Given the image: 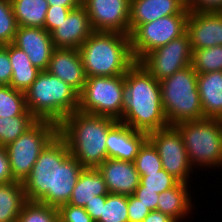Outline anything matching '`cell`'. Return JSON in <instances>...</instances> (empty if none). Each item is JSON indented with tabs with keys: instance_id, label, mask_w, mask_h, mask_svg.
<instances>
[{
	"instance_id": "obj_1",
	"label": "cell",
	"mask_w": 222,
	"mask_h": 222,
	"mask_svg": "<svg viewBox=\"0 0 222 222\" xmlns=\"http://www.w3.org/2000/svg\"><path fill=\"white\" fill-rule=\"evenodd\" d=\"M161 97L160 82L136 62L125 74L120 122L147 134L168 127Z\"/></svg>"
},
{
	"instance_id": "obj_2",
	"label": "cell",
	"mask_w": 222,
	"mask_h": 222,
	"mask_svg": "<svg viewBox=\"0 0 222 222\" xmlns=\"http://www.w3.org/2000/svg\"><path fill=\"white\" fill-rule=\"evenodd\" d=\"M117 122L111 117L77 110L58 125V134L65 140L70 154L84 168H97L107 159L108 131Z\"/></svg>"
},
{
	"instance_id": "obj_3",
	"label": "cell",
	"mask_w": 222,
	"mask_h": 222,
	"mask_svg": "<svg viewBox=\"0 0 222 222\" xmlns=\"http://www.w3.org/2000/svg\"><path fill=\"white\" fill-rule=\"evenodd\" d=\"M79 52L86 77L125 75L136 63L130 36L118 32L94 31Z\"/></svg>"
},
{
	"instance_id": "obj_4",
	"label": "cell",
	"mask_w": 222,
	"mask_h": 222,
	"mask_svg": "<svg viewBox=\"0 0 222 222\" xmlns=\"http://www.w3.org/2000/svg\"><path fill=\"white\" fill-rule=\"evenodd\" d=\"M25 100L27 109L37 120H49L59 125L77 111L79 93L46 70L40 71L25 91Z\"/></svg>"
},
{
	"instance_id": "obj_5",
	"label": "cell",
	"mask_w": 222,
	"mask_h": 222,
	"mask_svg": "<svg viewBox=\"0 0 222 222\" xmlns=\"http://www.w3.org/2000/svg\"><path fill=\"white\" fill-rule=\"evenodd\" d=\"M162 107L169 126L203 119L197 88V72L192 65L160 81Z\"/></svg>"
},
{
	"instance_id": "obj_6",
	"label": "cell",
	"mask_w": 222,
	"mask_h": 222,
	"mask_svg": "<svg viewBox=\"0 0 222 222\" xmlns=\"http://www.w3.org/2000/svg\"><path fill=\"white\" fill-rule=\"evenodd\" d=\"M175 127L182 135L192 167H222V119L185 121Z\"/></svg>"
},
{
	"instance_id": "obj_7",
	"label": "cell",
	"mask_w": 222,
	"mask_h": 222,
	"mask_svg": "<svg viewBox=\"0 0 222 222\" xmlns=\"http://www.w3.org/2000/svg\"><path fill=\"white\" fill-rule=\"evenodd\" d=\"M125 99V75L87 77L79 93L81 112L114 118L120 121Z\"/></svg>"
},
{
	"instance_id": "obj_8",
	"label": "cell",
	"mask_w": 222,
	"mask_h": 222,
	"mask_svg": "<svg viewBox=\"0 0 222 222\" xmlns=\"http://www.w3.org/2000/svg\"><path fill=\"white\" fill-rule=\"evenodd\" d=\"M57 134L58 124L49 120H38L24 134L5 146L15 181L25 180L42 150Z\"/></svg>"
},
{
	"instance_id": "obj_9",
	"label": "cell",
	"mask_w": 222,
	"mask_h": 222,
	"mask_svg": "<svg viewBox=\"0 0 222 222\" xmlns=\"http://www.w3.org/2000/svg\"><path fill=\"white\" fill-rule=\"evenodd\" d=\"M70 155L65 140L57 134L42 150L30 174L22 182L27 200L40 201L47 193H55L56 166Z\"/></svg>"
},
{
	"instance_id": "obj_10",
	"label": "cell",
	"mask_w": 222,
	"mask_h": 222,
	"mask_svg": "<svg viewBox=\"0 0 222 222\" xmlns=\"http://www.w3.org/2000/svg\"><path fill=\"white\" fill-rule=\"evenodd\" d=\"M188 16L189 10L186 9L182 14L161 17L137 26L129 35L135 61L139 62L147 53L184 35Z\"/></svg>"
},
{
	"instance_id": "obj_11",
	"label": "cell",
	"mask_w": 222,
	"mask_h": 222,
	"mask_svg": "<svg viewBox=\"0 0 222 222\" xmlns=\"http://www.w3.org/2000/svg\"><path fill=\"white\" fill-rule=\"evenodd\" d=\"M156 148L162 168L179 182L188 184L193 167L189 162L182 135L175 126H168L148 134Z\"/></svg>"
},
{
	"instance_id": "obj_12",
	"label": "cell",
	"mask_w": 222,
	"mask_h": 222,
	"mask_svg": "<svg viewBox=\"0 0 222 222\" xmlns=\"http://www.w3.org/2000/svg\"><path fill=\"white\" fill-rule=\"evenodd\" d=\"M193 51L186 32L181 37L147 53L140 63L159 82L192 65Z\"/></svg>"
},
{
	"instance_id": "obj_13",
	"label": "cell",
	"mask_w": 222,
	"mask_h": 222,
	"mask_svg": "<svg viewBox=\"0 0 222 222\" xmlns=\"http://www.w3.org/2000/svg\"><path fill=\"white\" fill-rule=\"evenodd\" d=\"M94 31L130 35L131 0H82Z\"/></svg>"
},
{
	"instance_id": "obj_14",
	"label": "cell",
	"mask_w": 222,
	"mask_h": 222,
	"mask_svg": "<svg viewBox=\"0 0 222 222\" xmlns=\"http://www.w3.org/2000/svg\"><path fill=\"white\" fill-rule=\"evenodd\" d=\"M12 44L23 50L37 69H48L54 45L51 34L44 28L18 26Z\"/></svg>"
},
{
	"instance_id": "obj_15",
	"label": "cell",
	"mask_w": 222,
	"mask_h": 222,
	"mask_svg": "<svg viewBox=\"0 0 222 222\" xmlns=\"http://www.w3.org/2000/svg\"><path fill=\"white\" fill-rule=\"evenodd\" d=\"M186 32L192 51L222 45V12L189 11Z\"/></svg>"
},
{
	"instance_id": "obj_16",
	"label": "cell",
	"mask_w": 222,
	"mask_h": 222,
	"mask_svg": "<svg viewBox=\"0 0 222 222\" xmlns=\"http://www.w3.org/2000/svg\"><path fill=\"white\" fill-rule=\"evenodd\" d=\"M94 32L87 10L81 5L72 9L65 20L51 33L54 48L79 49Z\"/></svg>"
},
{
	"instance_id": "obj_17",
	"label": "cell",
	"mask_w": 222,
	"mask_h": 222,
	"mask_svg": "<svg viewBox=\"0 0 222 222\" xmlns=\"http://www.w3.org/2000/svg\"><path fill=\"white\" fill-rule=\"evenodd\" d=\"M47 71L73 87L78 93L86 82L79 49L54 48Z\"/></svg>"
},
{
	"instance_id": "obj_18",
	"label": "cell",
	"mask_w": 222,
	"mask_h": 222,
	"mask_svg": "<svg viewBox=\"0 0 222 222\" xmlns=\"http://www.w3.org/2000/svg\"><path fill=\"white\" fill-rule=\"evenodd\" d=\"M109 193L130 196L140 184L134 162L107 158L97 167Z\"/></svg>"
},
{
	"instance_id": "obj_19",
	"label": "cell",
	"mask_w": 222,
	"mask_h": 222,
	"mask_svg": "<svg viewBox=\"0 0 222 222\" xmlns=\"http://www.w3.org/2000/svg\"><path fill=\"white\" fill-rule=\"evenodd\" d=\"M148 134L134 130L118 121L109 131L106 139L107 158L134 162L140 147Z\"/></svg>"
},
{
	"instance_id": "obj_20",
	"label": "cell",
	"mask_w": 222,
	"mask_h": 222,
	"mask_svg": "<svg viewBox=\"0 0 222 222\" xmlns=\"http://www.w3.org/2000/svg\"><path fill=\"white\" fill-rule=\"evenodd\" d=\"M186 9V0H131L130 33L140 24L182 14Z\"/></svg>"
},
{
	"instance_id": "obj_21",
	"label": "cell",
	"mask_w": 222,
	"mask_h": 222,
	"mask_svg": "<svg viewBox=\"0 0 222 222\" xmlns=\"http://www.w3.org/2000/svg\"><path fill=\"white\" fill-rule=\"evenodd\" d=\"M83 169L80 162L70 155L61 165L56 166L55 193H47L39 202L56 208L67 204Z\"/></svg>"
},
{
	"instance_id": "obj_22",
	"label": "cell",
	"mask_w": 222,
	"mask_h": 222,
	"mask_svg": "<svg viewBox=\"0 0 222 222\" xmlns=\"http://www.w3.org/2000/svg\"><path fill=\"white\" fill-rule=\"evenodd\" d=\"M204 118L222 119V71L197 73Z\"/></svg>"
},
{
	"instance_id": "obj_23",
	"label": "cell",
	"mask_w": 222,
	"mask_h": 222,
	"mask_svg": "<svg viewBox=\"0 0 222 222\" xmlns=\"http://www.w3.org/2000/svg\"><path fill=\"white\" fill-rule=\"evenodd\" d=\"M108 194L106 183L98 169L84 168L77 179L68 204L85 207L87 202L95 199V196Z\"/></svg>"
},
{
	"instance_id": "obj_24",
	"label": "cell",
	"mask_w": 222,
	"mask_h": 222,
	"mask_svg": "<svg viewBox=\"0 0 222 222\" xmlns=\"http://www.w3.org/2000/svg\"><path fill=\"white\" fill-rule=\"evenodd\" d=\"M188 185L179 182L175 187L160 193L157 211L169 215L176 222H180V220L189 216L193 204L191 202V191L187 188Z\"/></svg>"
},
{
	"instance_id": "obj_25",
	"label": "cell",
	"mask_w": 222,
	"mask_h": 222,
	"mask_svg": "<svg viewBox=\"0 0 222 222\" xmlns=\"http://www.w3.org/2000/svg\"><path fill=\"white\" fill-rule=\"evenodd\" d=\"M9 58L12 66V78L9 86L25 92L36 80L40 70L33 66L23 50L12 43L9 44Z\"/></svg>"
},
{
	"instance_id": "obj_26",
	"label": "cell",
	"mask_w": 222,
	"mask_h": 222,
	"mask_svg": "<svg viewBox=\"0 0 222 222\" xmlns=\"http://www.w3.org/2000/svg\"><path fill=\"white\" fill-rule=\"evenodd\" d=\"M27 201L23 183L12 181L0 185V222H17Z\"/></svg>"
},
{
	"instance_id": "obj_27",
	"label": "cell",
	"mask_w": 222,
	"mask_h": 222,
	"mask_svg": "<svg viewBox=\"0 0 222 222\" xmlns=\"http://www.w3.org/2000/svg\"><path fill=\"white\" fill-rule=\"evenodd\" d=\"M18 26L44 28L47 0H10Z\"/></svg>"
},
{
	"instance_id": "obj_28",
	"label": "cell",
	"mask_w": 222,
	"mask_h": 222,
	"mask_svg": "<svg viewBox=\"0 0 222 222\" xmlns=\"http://www.w3.org/2000/svg\"><path fill=\"white\" fill-rule=\"evenodd\" d=\"M37 121L28 109L19 116L0 117V147H5L15 141Z\"/></svg>"
},
{
	"instance_id": "obj_29",
	"label": "cell",
	"mask_w": 222,
	"mask_h": 222,
	"mask_svg": "<svg viewBox=\"0 0 222 222\" xmlns=\"http://www.w3.org/2000/svg\"><path fill=\"white\" fill-rule=\"evenodd\" d=\"M27 110L25 92L0 85V117H15Z\"/></svg>"
},
{
	"instance_id": "obj_30",
	"label": "cell",
	"mask_w": 222,
	"mask_h": 222,
	"mask_svg": "<svg viewBox=\"0 0 222 222\" xmlns=\"http://www.w3.org/2000/svg\"><path fill=\"white\" fill-rule=\"evenodd\" d=\"M17 222H59V211L58 208L39 201L27 200Z\"/></svg>"
},
{
	"instance_id": "obj_31",
	"label": "cell",
	"mask_w": 222,
	"mask_h": 222,
	"mask_svg": "<svg viewBox=\"0 0 222 222\" xmlns=\"http://www.w3.org/2000/svg\"><path fill=\"white\" fill-rule=\"evenodd\" d=\"M128 196L109 193L102 203L101 217L97 222H129Z\"/></svg>"
},
{
	"instance_id": "obj_32",
	"label": "cell",
	"mask_w": 222,
	"mask_h": 222,
	"mask_svg": "<svg viewBox=\"0 0 222 222\" xmlns=\"http://www.w3.org/2000/svg\"><path fill=\"white\" fill-rule=\"evenodd\" d=\"M192 67L197 73L222 71V45L193 50Z\"/></svg>"
},
{
	"instance_id": "obj_33",
	"label": "cell",
	"mask_w": 222,
	"mask_h": 222,
	"mask_svg": "<svg viewBox=\"0 0 222 222\" xmlns=\"http://www.w3.org/2000/svg\"><path fill=\"white\" fill-rule=\"evenodd\" d=\"M134 164L140 176H144V173L158 172L163 169L160 156L148 139L140 147Z\"/></svg>"
},
{
	"instance_id": "obj_34",
	"label": "cell",
	"mask_w": 222,
	"mask_h": 222,
	"mask_svg": "<svg viewBox=\"0 0 222 222\" xmlns=\"http://www.w3.org/2000/svg\"><path fill=\"white\" fill-rule=\"evenodd\" d=\"M17 29L10 0H0V45L13 43Z\"/></svg>"
},
{
	"instance_id": "obj_35",
	"label": "cell",
	"mask_w": 222,
	"mask_h": 222,
	"mask_svg": "<svg viewBox=\"0 0 222 222\" xmlns=\"http://www.w3.org/2000/svg\"><path fill=\"white\" fill-rule=\"evenodd\" d=\"M178 183L176 178L161 169L158 172L144 173V176H140L139 186H144V190H151L160 194L175 187Z\"/></svg>"
},
{
	"instance_id": "obj_36",
	"label": "cell",
	"mask_w": 222,
	"mask_h": 222,
	"mask_svg": "<svg viewBox=\"0 0 222 222\" xmlns=\"http://www.w3.org/2000/svg\"><path fill=\"white\" fill-rule=\"evenodd\" d=\"M59 222H95L84 207L64 204L58 208Z\"/></svg>"
},
{
	"instance_id": "obj_37",
	"label": "cell",
	"mask_w": 222,
	"mask_h": 222,
	"mask_svg": "<svg viewBox=\"0 0 222 222\" xmlns=\"http://www.w3.org/2000/svg\"><path fill=\"white\" fill-rule=\"evenodd\" d=\"M71 10L72 9L69 7H55L54 5L49 6L46 13L44 29L51 34L59 26V24L66 19Z\"/></svg>"
},
{
	"instance_id": "obj_38",
	"label": "cell",
	"mask_w": 222,
	"mask_h": 222,
	"mask_svg": "<svg viewBox=\"0 0 222 222\" xmlns=\"http://www.w3.org/2000/svg\"><path fill=\"white\" fill-rule=\"evenodd\" d=\"M128 218L129 222H142L144 218L151 212L147 206L133 194L128 196Z\"/></svg>"
},
{
	"instance_id": "obj_39",
	"label": "cell",
	"mask_w": 222,
	"mask_h": 222,
	"mask_svg": "<svg viewBox=\"0 0 222 222\" xmlns=\"http://www.w3.org/2000/svg\"><path fill=\"white\" fill-rule=\"evenodd\" d=\"M12 66L9 58V44L0 45V85H10Z\"/></svg>"
},
{
	"instance_id": "obj_40",
	"label": "cell",
	"mask_w": 222,
	"mask_h": 222,
	"mask_svg": "<svg viewBox=\"0 0 222 222\" xmlns=\"http://www.w3.org/2000/svg\"><path fill=\"white\" fill-rule=\"evenodd\" d=\"M186 8L193 12H222V0H186Z\"/></svg>"
},
{
	"instance_id": "obj_41",
	"label": "cell",
	"mask_w": 222,
	"mask_h": 222,
	"mask_svg": "<svg viewBox=\"0 0 222 222\" xmlns=\"http://www.w3.org/2000/svg\"><path fill=\"white\" fill-rule=\"evenodd\" d=\"M137 197L144 206H147L151 211L157 210L159 194L155 191L144 190V186H138L133 194Z\"/></svg>"
},
{
	"instance_id": "obj_42",
	"label": "cell",
	"mask_w": 222,
	"mask_h": 222,
	"mask_svg": "<svg viewBox=\"0 0 222 222\" xmlns=\"http://www.w3.org/2000/svg\"><path fill=\"white\" fill-rule=\"evenodd\" d=\"M15 181L13 179L7 150L0 147V185Z\"/></svg>"
},
{
	"instance_id": "obj_43",
	"label": "cell",
	"mask_w": 222,
	"mask_h": 222,
	"mask_svg": "<svg viewBox=\"0 0 222 222\" xmlns=\"http://www.w3.org/2000/svg\"><path fill=\"white\" fill-rule=\"evenodd\" d=\"M106 195L95 196L90 202H87L84 209L91 216V218L97 222L101 217L102 203H105Z\"/></svg>"
},
{
	"instance_id": "obj_44",
	"label": "cell",
	"mask_w": 222,
	"mask_h": 222,
	"mask_svg": "<svg viewBox=\"0 0 222 222\" xmlns=\"http://www.w3.org/2000/svg\"><path fill=\"white\" fill-rule=\"evenodd\" d=\"M142 222H176L169 215L164 214L160 211H151Z\"/></svg>"
},
{
	"instance_id": "obj_45",
	"label": "cell",
	"mask_w": 222,
	"mask_h": 222,
	"mask_svg": "<svg viewBox=\"0 0 222 222\" xmlns=\"http://www.w3.org/2000/svg\"><path fill=\"white\" fill-rule=\"evenodd\" d=\"M48 5L55 7H69L71 9H76L82 5V0H47Z\"/></svg>"
}]
</instances>
